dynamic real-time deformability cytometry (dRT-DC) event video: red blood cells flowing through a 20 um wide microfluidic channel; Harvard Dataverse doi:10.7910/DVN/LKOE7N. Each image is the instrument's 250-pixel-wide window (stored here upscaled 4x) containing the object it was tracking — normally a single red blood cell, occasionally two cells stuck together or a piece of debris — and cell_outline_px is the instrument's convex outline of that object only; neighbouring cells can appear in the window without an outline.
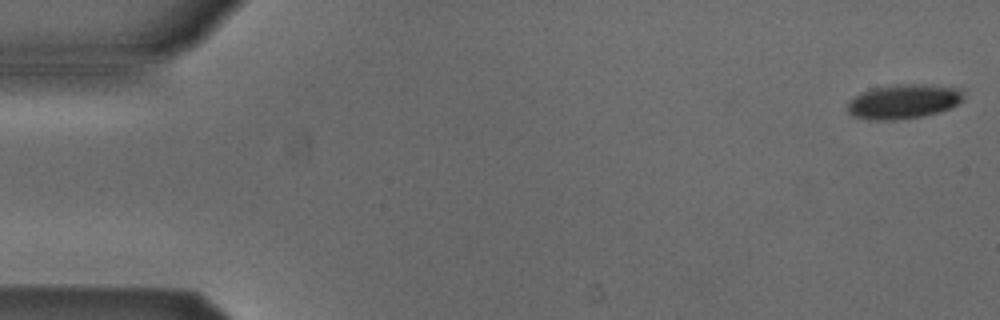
{"species": "Egyptian fruit bat (a non-hibernating species)", "species_latin": "Rousettus aegyptiacus", "temperature_condition": "cold", "stored_images_in_passage": 5, "camera_frame_rate_fps": 3000, "um_per_image_px": 0.085, "animal": {"sex": "male"}, "frame": {"image": 1, "passage_image": 1, "time_ms": 0.0, "image_size_px": [1000, 320], "cell_outline_px": [[964, 100], [940, 112], [924, 116], [896, 120], [872, 120], [852, 116], [848, 112], [848, 100], [860, 92], [876, 88], [896, 84], [912, 84], [956, 88], [964, 96]], "centroid_in_image_um": [76.74, 8.65], "position_along_channel_um": 8.3, "area_um2": 23.06}}
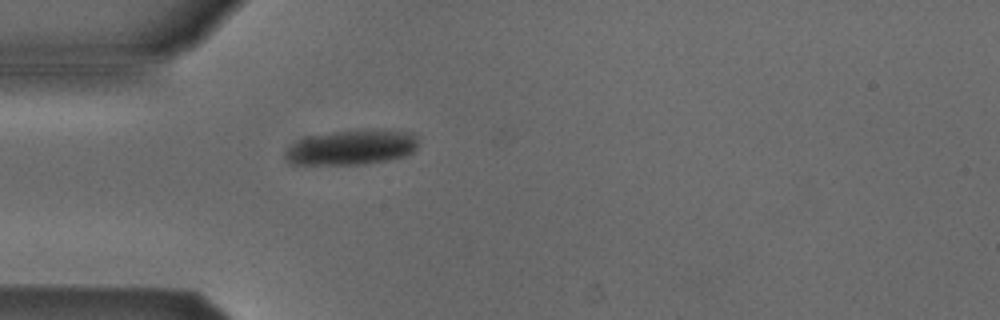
{"frame": {"image": 2, "passage_image": 5, "time_ms": 1.333, "image_size_px": [1000, 320], "cell_outline_px": [[416, 148], [412, 152], [404, 156], [364, 164], [292, 164], [284, 156], [288, 148], [292, 144], [308, 136], [356, 128], [372, 128], [412, 132], [416, 136]], "centroid_in_image_um": [29.91, 12.49], "position_along_channel_um": 55.1, "area_um2": 27.22}}